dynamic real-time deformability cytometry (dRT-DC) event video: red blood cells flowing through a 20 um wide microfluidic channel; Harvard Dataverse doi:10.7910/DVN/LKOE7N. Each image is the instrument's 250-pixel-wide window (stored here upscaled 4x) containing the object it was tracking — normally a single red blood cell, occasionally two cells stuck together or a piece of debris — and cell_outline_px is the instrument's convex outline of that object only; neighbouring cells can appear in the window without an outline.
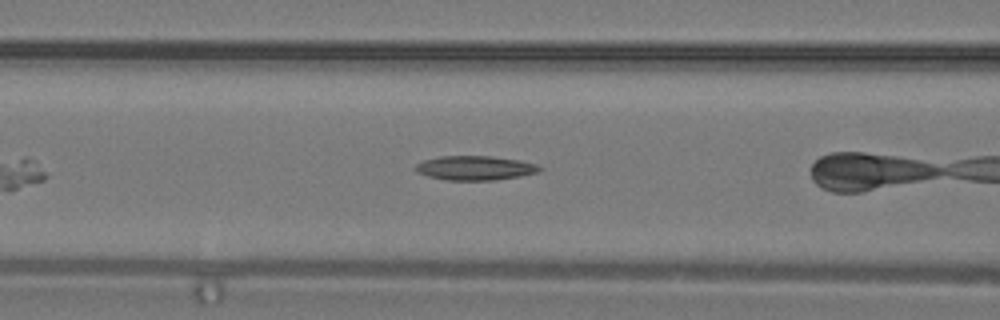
{"species": "common noctule bat (a hibernating species)", "species_latin": "Nyctalus noctula", "temperature_condition": "warm", "stored_images_in_passage": 7, "segment_of_instrument_passage": [1, 2], "camera_frame_rate_fps": 3000, "um_per_image_px": 0.085, "animal": {"sex": "male", "body_mass_g": 19.2, "forearm_length_mm": 51.8}, "frame": {"image": 1, "passage_image": 4, "time_ms": 1.0, "image_size_px": [1000, 320], "cell_outline_px": [[544, 168], [540, 172], [520, 176], [496, 180], [448, 180], [428, 176], [416, 172], [412, 168], [416, 164], [424, 160], [440, 156], [492, 156], [516, 160], [536, 164]], "centroid_in_image_um": [40.37, 14.28], "position_along_channel_um": 126.2, "area_um2": 17.63}}
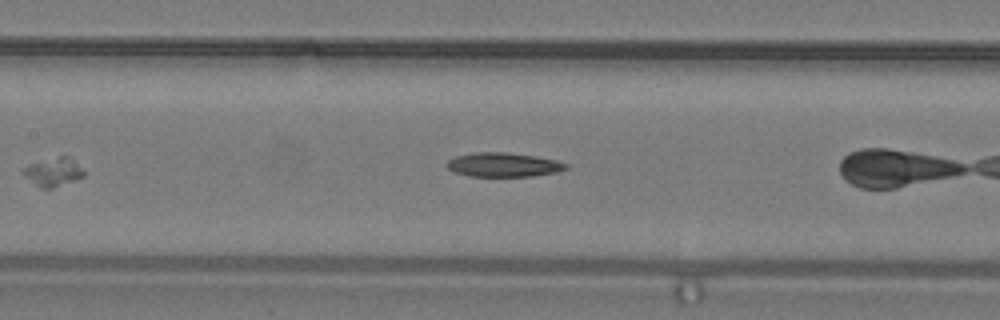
{"frame": {"image": 2, "passage_image": 6, "time_ms": 1.667, "image_size_px": [1000, 320], "cell_outline_px": [[84, 176], [52, 188], [40, 188], [24, 176], [20, 172], [28, 164], [60, 156], [68, 156], [84, 168]], "centroid_in_image_um": [4.52, 14.61], "position_along_channel_um": 202.9, "area_um2": 10.0}}